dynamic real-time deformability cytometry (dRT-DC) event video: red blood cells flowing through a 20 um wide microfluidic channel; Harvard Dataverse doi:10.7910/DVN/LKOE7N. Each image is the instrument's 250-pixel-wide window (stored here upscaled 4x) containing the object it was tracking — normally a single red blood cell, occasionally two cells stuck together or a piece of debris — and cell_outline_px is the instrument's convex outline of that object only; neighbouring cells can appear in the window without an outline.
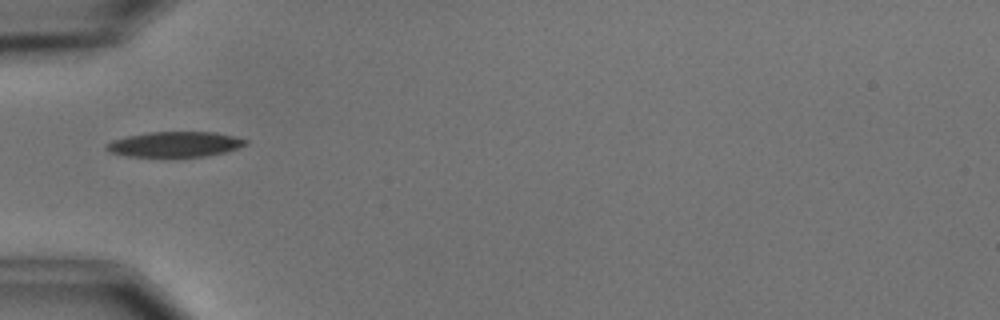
{"species": "common noctule bat (a hibernating species)", "species_latin": "Nyctalus noctula", "temperature_condition": "cold", "stored_images_in_passage": 5, "camera_frame_rate_fps": 3000, "um_per_image_px": 0.085, "animal": {"sex": "male", "body_mass_g": 15.6}, "frame": {"image": 1, "passage_image": 2, "time_ms": 1.333, "image_size_px": [1000, 320], "cell_outline_px": [[248, 144], [224, 152], [208, 156], [128, 156], [108, 152], [104, 148], [104, 144], [112, 140], [128, 136], [148, 132], [216, 132], [248, 140]], "centroid_in_image_um": [14.83, 12.26], "position_along_channel_um": 70.2, "area_um2": 20.4}}
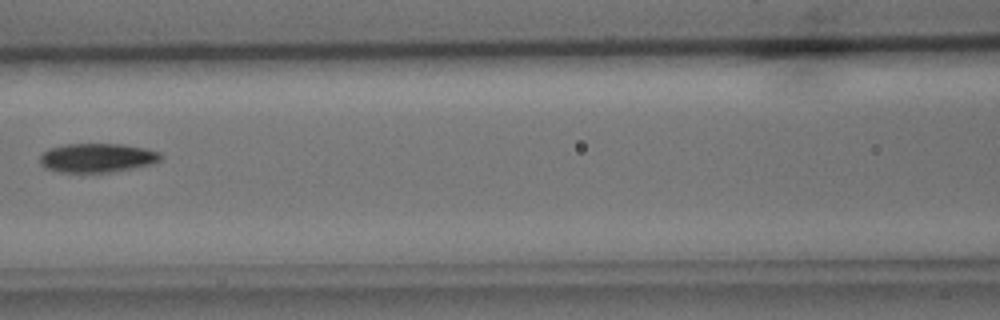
{"frame": {"image": 2, "passage_image": 4, "time_ms": 3.667, "image_size_px": [1000, 320], "cell_outline_px": [[164, 156], [160, 160], [152, 164], [112, 172], [56, 172], [44, 168], [40, 164], [40, 156], [48, 148], [64, 144], [120, 144], [144, 148], [160, 152]], "centroid_in_image_um": [8.24, 13.42], "position_along_channel_um": 158.4, "area_um2": 20.58}}
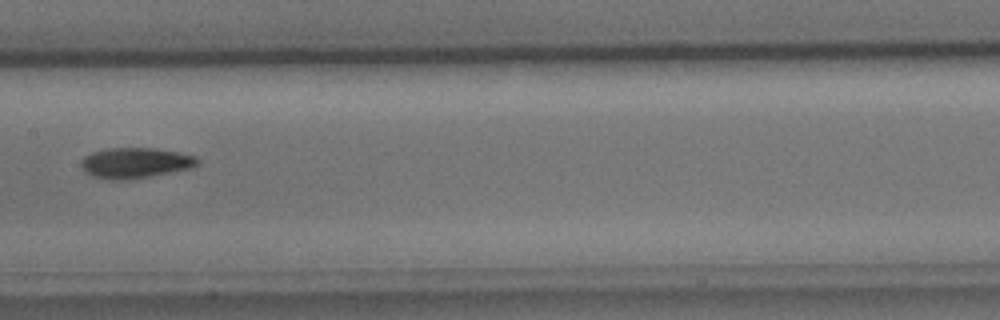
{"frame": {"image": 3, "passage_image": 5, "time_ms": 4.667, "image_size_px": [1000, 320], "cell_outline_px": [[200, 164], [188, 168], [128, 180], [112, 180], [92, 176], [84, 172], [80, 168], [80, 160], [84, 156], [92, 152], [108, 148], [156, 148], [196, 156], [200, 160]], "centroid_in_image_um": [11.44, 13.84], "position_along_channel_um": 196.0, "area_um2": 20.69}}